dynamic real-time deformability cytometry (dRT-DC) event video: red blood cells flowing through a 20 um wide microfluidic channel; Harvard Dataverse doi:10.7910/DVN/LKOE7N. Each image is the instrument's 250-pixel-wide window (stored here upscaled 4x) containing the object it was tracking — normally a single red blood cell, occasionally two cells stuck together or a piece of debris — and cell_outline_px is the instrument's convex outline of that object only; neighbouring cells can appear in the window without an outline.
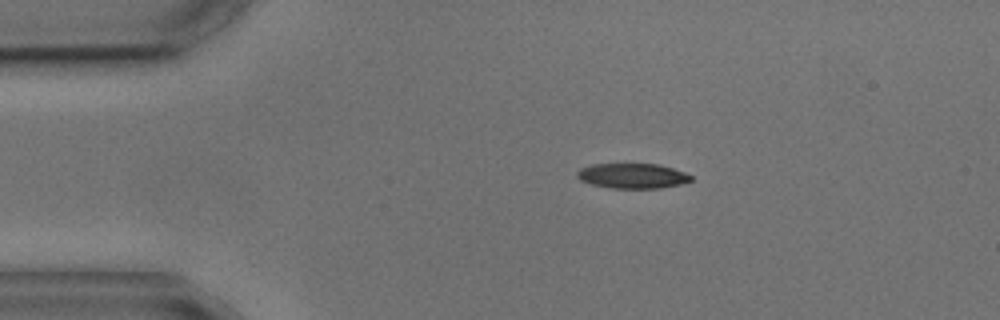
{"species": "common noctule bat (a hibernating species)", "species_latin": "Nyctalus noctula", "temperature_condition": "cold", "stored_images_in_passage": 3, "camera_frame_rate_fps": 3000, "um_per_image_px": 0.085, "animal": {"sex": "male", "body_mass_g": 17.9, "forearm_length_mm": 54.2}, "frame": {"image": 1, "passage_image": 1, "time_ms": 0.0, "image_size_px": [1000, 320], "cell_outline_px": [[692, 180], [680, 184], [660, 188], [612, 188], [592, 184], [580, 180], [576, 176], [576, 172], [580, 168], [592, 164], [656, 164], [672, 168], [684, 172], [692, 176]], "centroid_in_image_um": [53.73, 14.94], "position_along_channel_um": 31.3, "area_um2": 16.53}}
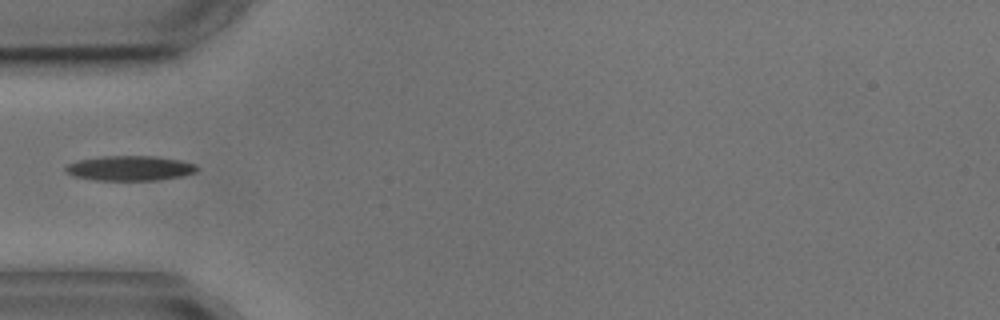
{"frame": {"image": 2, "passage_image": 3, "time_ms": 2.333, "image_size_px": [1000, 320], "cell_outline_px": [[200, 168], [196, 172], [184, 176], [156, 180], [96, 180], [72, 176], [64, 172], [64, 168], [68, 164], [76, 160], [100, 156], [156, 156], [180, 160], [196, 164]], "centroid_in_image_um": [11.03, 14.29], "position_along_channel_um": 74.0, "area_um2": 19.36}}